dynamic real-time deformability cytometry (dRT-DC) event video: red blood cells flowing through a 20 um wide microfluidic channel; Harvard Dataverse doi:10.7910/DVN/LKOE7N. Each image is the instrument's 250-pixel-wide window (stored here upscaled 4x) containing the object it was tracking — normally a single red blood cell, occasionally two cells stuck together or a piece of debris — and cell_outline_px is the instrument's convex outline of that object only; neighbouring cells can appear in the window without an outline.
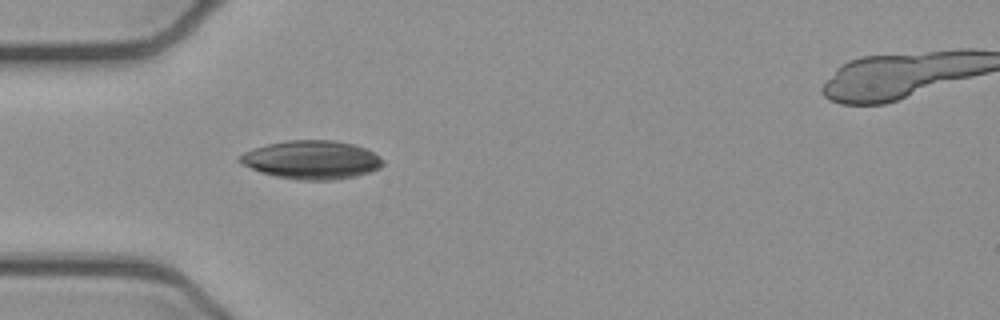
{"species": "common noctule bat (a hibernating species)", "species_latin": "Nyctalus noctula", "temperature_condition": "cold", "stored_images_in_passage": 38, "camera_frame_rate_fps": 3000, "um_per_image_px": 0.085, "animal": {"sex": "female", "body_mass_g": 21.9}, "frame": {"image": 1, "passage_image": 1, "time_ms": 0.0, "image_size_px": [1000, 320], "cell_outline_px": [[384, 164], [380, 168], [372, 172], [356, 176], [336, 180], [296, 180], [276, 176], [260, 172], [240, 164], [236, 160], [236, 156], [252, 148], [268, 144], [288, 140], [332, 140], [352, 144], [364, 148], [380, 156], [384, 160]], "centroid_in_image_um": [26.46, 13.59], "position_along_channel_um": 58.5, "area_um2": 32.48}}
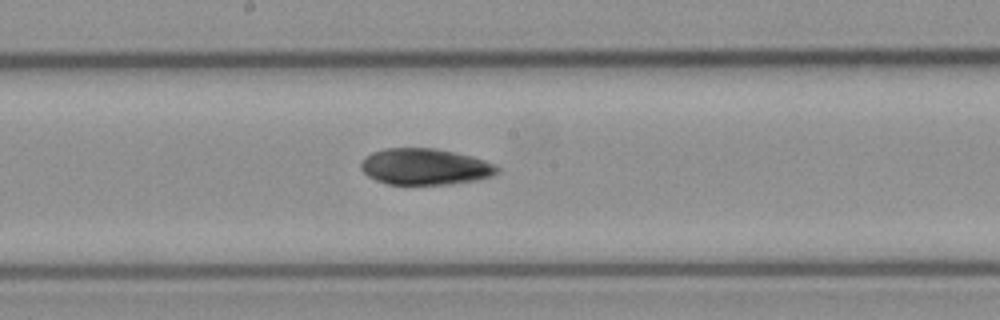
{"frame": {"image": 2, "passage_image": 13, "time_ms": 4.0, "image_size_px": [1000, 320], "cell_outline_px": [[500, 172], [492, 176], [480, 180], [452, 184], [388, 184], [376, 180], [368, 176], [360, 168], [360, 164], [372, 152], [384, 148], [436, 148], [472, 156], [496, 164], [500, 168]], "centroid_in_image_um": [36.18, 14.17], "position_along_channel_um": 212.0, "area_um2": 29.02}}
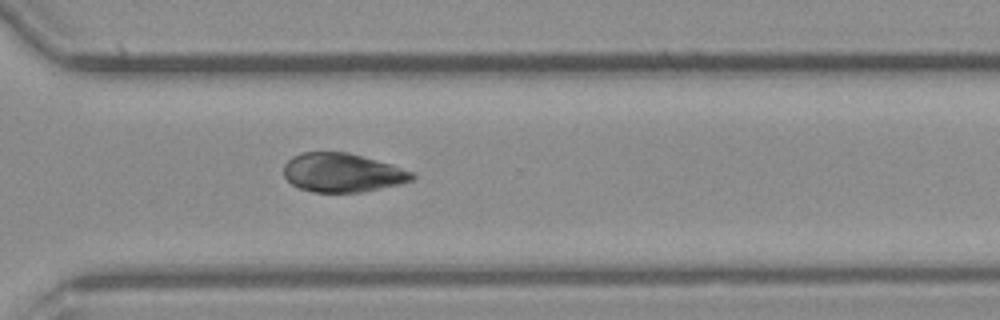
{"frame": {"image": 3, "passage_image": 23, "time_ms": 7.333, "image_size_px": [1000, 320], "cell_outline_px": [[416, 176], [412, 180], [400, 184], [360, 192], [312, 192], [300, 188], [292, 184], [284, 176], [284, 164], [292, 156], [300, 152], [348, 152], [392, 164], [412, 172]], "centroid_in_image_um": [29.09, 14.67], "position_along_channel_um": 341.5, "area_um2": 29.07}}